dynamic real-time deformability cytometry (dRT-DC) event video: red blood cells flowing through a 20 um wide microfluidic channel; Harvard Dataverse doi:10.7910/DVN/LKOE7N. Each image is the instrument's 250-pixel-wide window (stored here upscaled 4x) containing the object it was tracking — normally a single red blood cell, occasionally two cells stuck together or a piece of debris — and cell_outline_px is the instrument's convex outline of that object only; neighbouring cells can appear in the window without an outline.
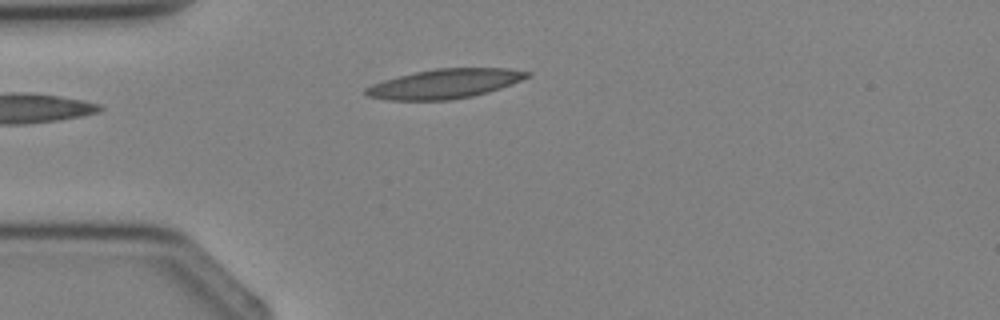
{"species": "Egyptian fruit bat (a non-hibernating species)", "species_latin": "Rousettus aegyptiacus", "temperature_condition": "cold", "stored_images_in_passage": 2, "camera_frame_rate_fps": 3000, "um_per_image_px": 0.085, "animal": {"sex": "female"}, "frame": {"image": 1, "passage_image": 2, "time_ms": 1.333, "image_size_px": [1000, 320], "cell_outline_px": [[532, 76], [512, 84], [488, 92], [472, 96], [448, 100], [388, 100], [368, 96], [364, 92], [364, 88], [372, 84], [384, 80], [416, 72], [436, 68], [508, 68], [532, 72]], "centroid_in_image_um": [37.85, 7.11], "position_along_channel_um": 47.2, "area_um2": 27.63}}